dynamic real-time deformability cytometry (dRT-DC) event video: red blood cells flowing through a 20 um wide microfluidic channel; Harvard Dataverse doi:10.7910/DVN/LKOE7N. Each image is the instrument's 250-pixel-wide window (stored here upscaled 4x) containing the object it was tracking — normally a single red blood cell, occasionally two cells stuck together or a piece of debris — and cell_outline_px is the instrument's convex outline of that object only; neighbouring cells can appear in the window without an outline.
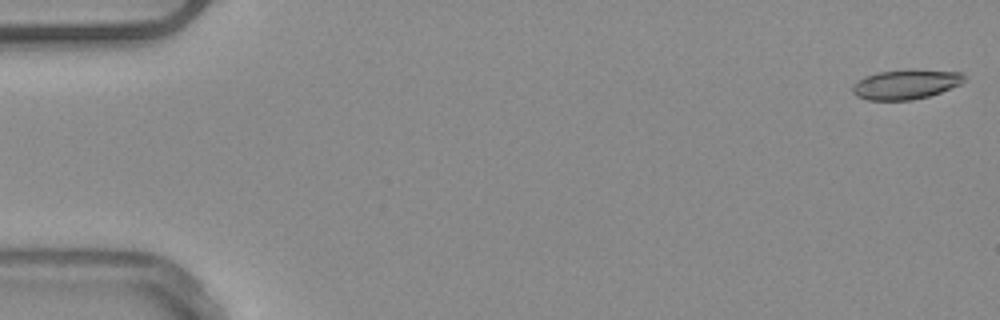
{"species": "common noctule bat (a hibernating species)", "species_latin": "Nyctalus noctula", "temperature_condition": "warm", "stored_images_in_passage": 52, "camera_frame_rate_fps": 3000, "um_per_image_px": 0.085, "animal": {"sex": "male", "body_mass_g": 20.4}, "frame": {"image": 1, "passage_image": 1, "time_ms": 0.0, "image_size_px": [1000, 320], "cell_outline_px": [[964, 80], [960, 84], [940, 92], [928, 96], [912, 100], [868, 100], [856, 96], [852, 92], [852, 84], [856, 80], [864, 76], [876, 72], [908, 68], [960, 72], [964, 76]], "centroid_in_image_um": [76.93, 7.15], "position_along_channel_um": 8.1, "area_um2": 19.65}}
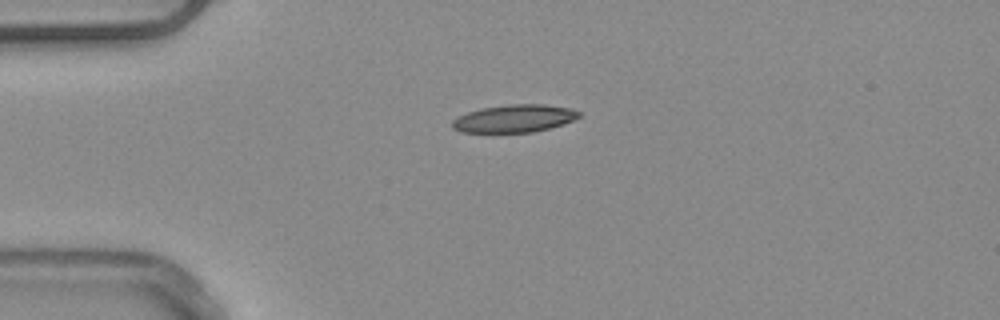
{"frame": {"image": 2, "passage_image": 13, "time_ms": 4.0, "image_size_px": [1000, 320], "cell_outline_px": [[580, 116], [564, 124], [532, 132], [460, 132], [452, 128], [452, 120], [468, 112], [480, 108], [508, 104], [544, 104], [572, 108], [580, 112]], "centroid_in_image_um": [43.72, 10.06], "position_along_channel_um": 41.3, "area_um2": 20.4}}
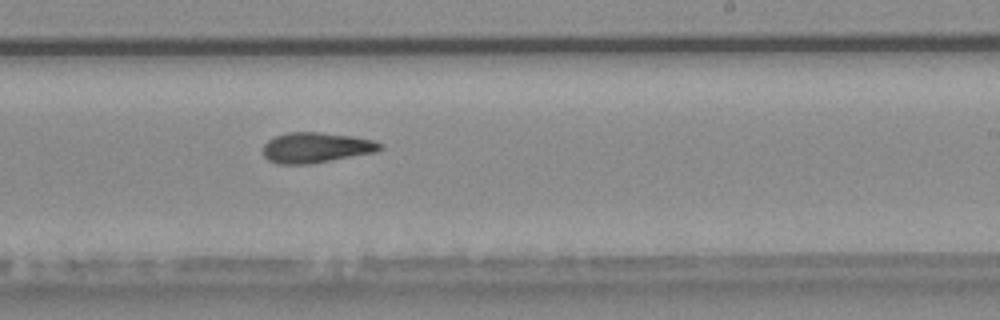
{"frame": {"image": 3, "passage_image": 32, "time_ms": 10.333, "image_size_px": [1000, 320], "cell_outline_px": [[384, 148], [376, 152], [308, 164], [280, 164], [268, 160], [264, 156], [264, 144], [268, 140], [276, 136], [288, 132], [320, 132], [352, 136], [376, 140], [384, 144]], "centroid_in_image_um": [26.91, 12.54], "position_along_channel_um": 262.1, "area_um2": 20.75}, "authors_computed_cell_mechanics": {"area_um2": 20.4612, "velocity_mm_per_s": 3.9079, "shape_relaxation_time_tau1_ms": null, "shape_relaxation_time_tau2_ms": 4.9763, "deformation_change_tau1": null, "deformation_change_tau2": 0.1452}}